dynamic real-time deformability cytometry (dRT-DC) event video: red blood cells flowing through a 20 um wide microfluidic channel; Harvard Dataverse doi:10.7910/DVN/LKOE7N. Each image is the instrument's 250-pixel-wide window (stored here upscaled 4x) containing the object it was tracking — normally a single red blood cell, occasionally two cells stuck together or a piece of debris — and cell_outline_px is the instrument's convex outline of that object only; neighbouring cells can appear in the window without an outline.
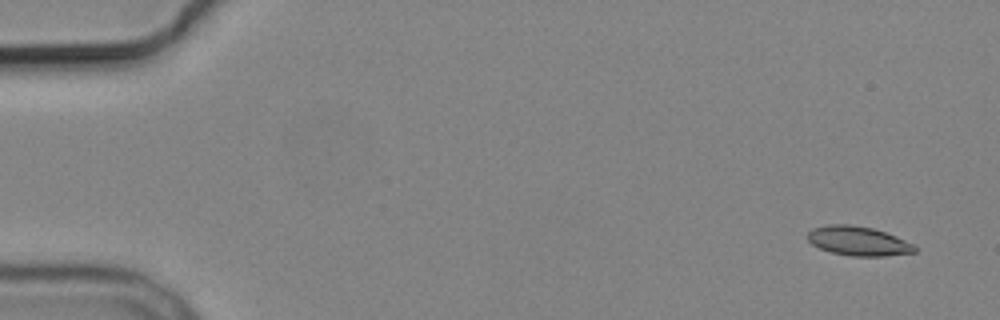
{"species": "common noctule bat (a hibernating species)", "species_latin": "Nyctalus noctula", "temperature_condition": "cold", "stored_images_in_passage": 5, "camera_frame_rate_fps": 3000, "um_per_image_px": 0.085, "animal": {"sex": "male", "body_mass_g": 19.2, "forearm_length_mm": 51.8}, "frame": {"image": 1, "passage_image": 1, "time_ms": 0.0, "image_size_px": [1000, 320], "cell_outline_px": [[916, 252], [884, 256], [852, 256], [832, 252], [820, 248], [812, 244], [808, 240], [808, 232], [812, 228], [828, 224], [852, 224], [872, 228], [896, 236], [916, 244]], "centroid_in_image_um": [72.97, 20.48], "position_along_channel_um": 12.0, "area_um2": 18.32}}
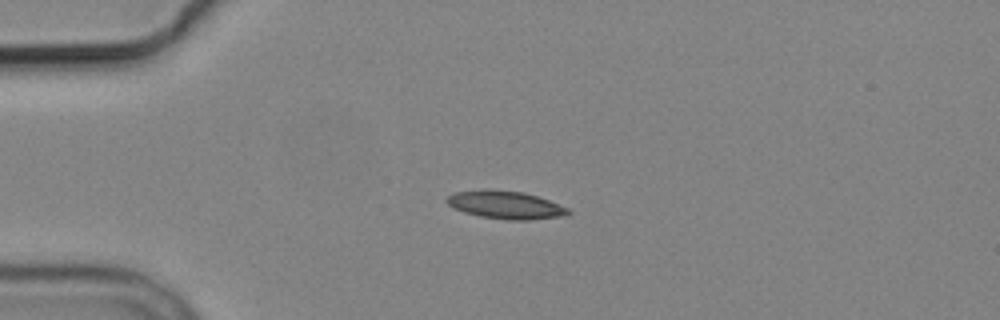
{"frame": {"image": 2, "passage_image": 4, "time_ms": 3.667, "image_size_px": [1000, 320], "cell_outline_px": [[572, 212], [564, 216], [528, 220], [508, 220], [480, 216], [464, 212], [452, 208], [444, 200], [452, 192], [484, 188], [488, 188], [524, 192], [548, 200], [568, 208]], "centroid_in_image_um": [42.91, 17.4], "position_along_channel_um": 42.1, "area_um2": 20.06}}